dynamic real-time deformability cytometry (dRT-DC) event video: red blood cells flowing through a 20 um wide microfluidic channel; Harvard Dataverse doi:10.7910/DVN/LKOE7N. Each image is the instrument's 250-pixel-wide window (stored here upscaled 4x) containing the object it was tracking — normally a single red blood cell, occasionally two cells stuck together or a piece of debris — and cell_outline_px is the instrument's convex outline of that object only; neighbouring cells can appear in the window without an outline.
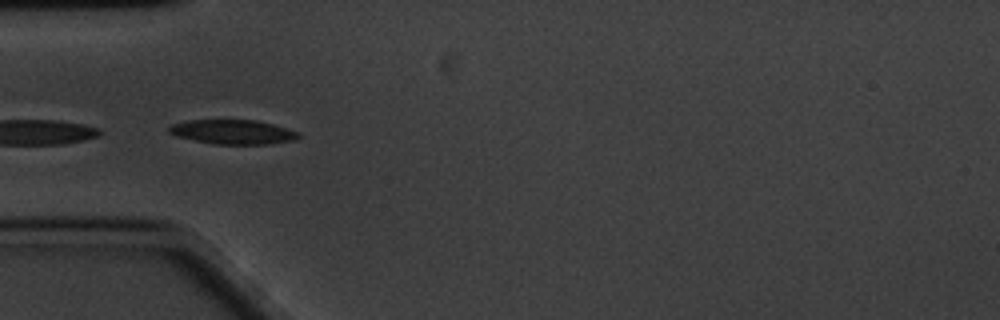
{"species": "common noctule bat (a hibernating species)", "species_latin": "Nyctalus noctula", "temperature_condition": "cold", "stored_images_in_passage": 14, "camera_frame_rate_fps": 3000, "um_per_image_px": 0.085, "animal": {"sex": "male", "body_mass_g": 20.1, "forearm_length_mm": 53.5}, "frame": {"image": 1, "passage_image": 5, "time_ms": 1.333, "image_size_px": [1000, 320], "cell_outline_px": [[300, 136], [296, 140], [268, 144], [216, 144], [176, 136], [168, 132], [168, 128], [172, 124], [184, 120], [256, 120], [272, 124], [300, 132]], "centroid_in_image_um": [19.8, 11.21], "position_along_channel_um": 65.2, "area_um2": 18.38}}